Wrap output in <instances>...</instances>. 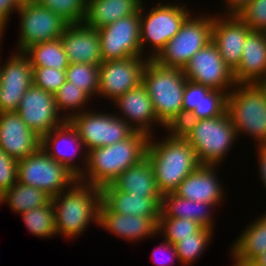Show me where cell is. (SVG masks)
Segmentation results:
<instances>
[{
  "instance_id": "cell-33",
  "label": "cell",
  "mask_w": 266,
  "mask_h": 266,
  "mask_svg": "<svg viewBox=\"0 0 266 266\" xmlns=\"http://www.w3.org/2000/svg\"><path fill=\"white\" fill-rule=\"evenodd\" d=\"M90 98L91 97L85 91L72 85L69 81H65L54 93L57 110L66 120H69L78 113L84 112L83 110L87 108V103L92 101ZM62 111H68V113L63 114Z\"/></svg>"
},
{
  "instance_id": "cell-48",
  "label": "cell",
  "mask_w": 266,
  "mask_h": 266,
  "mask_svg": "<svg viewBox=\"0 0 266 266\" xmlns=\"http://www.w3.org/2000/svg\"><path fill=\"white\" fill-rule=\"evenodd\" d=\"M258 85L260 86V88L265 92L266 94V77L264 79H262Z\"/></svg>"
},
{
  "instance_id": "cell-37",
  "label": "cell",
  "mask_w": 266,
  "mask_h": 266,
  "mask_svg": "<svg viewBox=\"0 0 266 266\" xmlns=\"http://www.w3.org/2000/svg\"><path fill=\"white\" fill-rule=\"evenodd\" d=\"M204 228L205 227L192 220L184 218L160 217L158 223V234L161 233L165 241L175 245L181 240V238L193 237V233L201 232Z\"/></svg>"
},
{
  "instance_id": "cell-32",
  "label": "cell",
  "mask_w": 266,
  "mask_h": 266,
  "mask_svg": "<svg viewBox=\"0 0 266 266\" xmlns=\"http://www.w3.org/2000/svg\"><path fill=\"white\" fill-rule=\"evenodd\" d=\"M20 215L30 234L41 238L57 235L52 200L47 205L35 207Z\"/></svg>"
},
{
  "instance_id": "cell-28",
  "label": "cell",
  "mask_w": 266,
  "mask_h": 266,
  "mask_svg": "<svg viewBox=\"0 0 266 266\" xmlns=\"http://www.w3.org/2000/svg\"><path fill=\"white\" fill-rule=\"evenodd\" d=\"M230 246L233 266H246L266 251V211L249 225Z\"/></svg>"
},
{
  "instance_id": "cell-49",
  "label": "cell",
  "mask_w": 266,
  "mask_h": 266,
  "mask_svg": "<svg viewBox=\"0 0 266 266\" xmlns=\"http://www.w3.org/2000/svg\"><path fill=\"white\" fill-rule=\"evenodd\" d=\"M42 0H21V3H37L41 2Z\"/></svg>"
},
{
  "instance_id": "cell-7",
  "label": "cell",
  "mask_w": 266,
  "mask_h": 266,
  "mask_svg": "<svg viewBox=\"0 0 266 266\" xmlns=\"http://www.w3.org/2000/svg\"><path fill=\"white\" fill-rule=\"evenodd\" d=\"M170 4L157 2V5L147 12L141 3L140 6V43L142 54L145 55L144 48L153 46L151 53L148 52V59H154L180 30L184 21L191 15L186 4ZM146 12V14H145ZM150 53V54H149Z\"/></svg>"
},
{
  "instance_id": "cell-18",
  "label": "cell",
  "mask_w": 266,
  "mask_h": 266,
  "mask_svg": "<svg viewBox=\"0 0 266 266\" xmlns=\"http://www.w3.org/2000/svg\"><path fill=\"white\" fill-rule=\"evenodd\" d=\"M251 32L237 15L213 16L212 41L224 63L232 70L239 65L246 37Z\"/></svg>"
},
{
  "instance_id": "cell-34",
  "label": "cell",
  "mask_w": 266,
  "mask_h": 266,
  "mask_svg": "<svg viewBox=\"0 0 266 266\" xmlns=\"http://www.w3.org/2000/svg\"><path fill=\"white\" fill-rule=\"evenodd\" d=\"M226 91L210 89L200 84L199 112H191L184 120H199L219 117L227 109Z\"/></svg>"
},
{
  "instance_id": "cell-27",
  "label": "cell",
  "mask_w": 266,
  "mask_h": 266,
  "mask_svg": "<svg viewBox=\"0 0 266 266\" xmlns=\"http://www.w3.org/2000/svg\"><path fill=\"white\" fill-rule=\"evenodd\" d=\"M213 208L215 209V206L207 202L188 200L177 196L174 192L165 193L161 198L160 217L184 218L213 230L214 210L210 211Z\"/></svg>"
},
{
  "instance_id": "cell-46",
  "label": "cell",
  "mask_w": 266,
  "mask_h": 266,
  "mask_svg": "<svg viewBox=\"0 0 266 266\" xmlns=\"http://www.w3.org/2000/svg\"><path fill=\"white\" fill-rule=\"evenodd\" d=\"M251 0H225L226 11L222 15H238Z\"/></svg>"
},
{
  "instance_id": "cell-36",
  "label": "cell",
  "mask_w": 266,
  "mask_h": 266,
  "mask_svg": "<svg viewBox=\"0 0 266 266\" xmlns=\"http://www.w3.org/2000/svg\"><path fill=\"white\" fill-rule=\"evenodd\" d=\"M65 74L66 81L79 87L90 97L98 96L99 65L70 63Z\"/></svg>"
},
{
  "instance_id": "cell-5",
  "label": "cell",
  "mask_w": 266,
  "mask_h": 266,
  "mask_svg": "<svg viewBox=\"0 0 266 266\" xmlns=\"http://www.w3.org/2000/svg\"><path fill=\"white\" fill-rule=\"evenodd\" d=\"M195 150L201 165H221L238 136L228 112L219 117L184 120L177 128Z\"/></svg>"
},
{
  "instance_id": "cell-11",
  "label": "cell",
  "mask_w": 266,
  "mask_h": 266,
  "mask_svg": "<svg viewBox=\"0 0 266 266\" xmlns=\"http://www.w3.org/2000/svg\"><path fill=\"white\" fill-rule=\"evenodd\" d=\"M16 13L20 16L17 52H24L37 43L59 39L69 25L40 2L21 3Z\"/></svg>"
},
{
  "instance_id": "cell-24",
  "label": "cell",
  "mask_w": 266,
  "mask_h": 266,
  "mask_svg": "<svg viewBox=\"0 0 266 266\" xmlns=\"http://www.w3.org/2000/svg\"><path fill=\"white\" fill-rule=\"evenodd\" d=\"M233 76L237 84H258L266 77V32L252 31L246 37Z\"/></svg>"
},
{
  "instance_id": "cell-19",
  "label": "cell",
  "mask_w": 266,
  "mask_h": 266,
  "mask_svg": "<svg viewBox=\"0 0 266 266\" xmlns=\"http://www.w3.org/2000/svg\"><path fill=\"white\" fill-rule=\"evenodd\" d=\"M117 106L120 112L115 114L122 118L135 132H142L147 136L152 134L155 127L154 123H158L167 131V129L158 121L153 103L148 95L147 89L141 83L136 88L130 89L125 94L118 97L112 102Z\"/></svg>"
},
{
  "instance_id": "cell-30",
  "label": "cell",
  "mask_w": 266,
  "mask_h": 266,
  "mask_svg": "<svg viewBox=\"0 0 266 266\" xmlns=\"http://www.w3.org/2000/svg\"><path fill=\"white\" fill-rule=\"evenodd\" d=\"M51 200L52 197L45 191L17 182L0 196V205L7 202L14 213L22 214L47 205Z\"/></svg>"
},
{
  "instance_id": "cell-43",
  "label": "cell",
  "mask_w": 266,
  "mask_h": 266,
  "mask_svg": "<svg viewBox=\"0 0 266 266\" xmlns=\"http://www.w3.org/2000/svg\"><path fill=\"white\" fill-rule=\"evenodd\" d=\"M157 252H162V253L164 252L165 255L164 258L163 257L160 258ZM167 252H170L168 253L169 255L165 254ZM174 259L178 260L176 248L170 242L165 240L162 241V243L159 246H157V248L152 252L151 260H153V262L157 264L156 266H168V265L170 266V263H172L171 261H174Z\"/></svg>"
},
{
  "instance_id": "cell-9",
  "label": "cell",
  "mask_w": 266,
  "mask_h": 266,
  "mask_svg": "<svg viewBox=\"0 0 266 266\" xmlns=\"http://www.w3.org/2000/svg\"><path fill=\"white\" fill-rule=\"evenodd\" d=\"M78 178L53 160L43 148L18 161L17 182L48 193L51 197L69 188Z\"/></svg>"
},
{
  "instance_id": "cell-4",
  "label": "cell",
  "mask_w": 266,
  "mask_h": 266,
  "mask_svg": "<svg viewBox=\"0 0 266 266\" xmlns=\"http://www.w3.org/2000/svg\"><path fill=\"white\" fill-rule=\"evenodd\" d=\"M101 188L78 179L66 190L52 197L57 236L79 237L89 224L98 226Z\"/></svg>"
},
{
  "instance_id": "cell-26",
  "label": "cell",
  "mask_w": 266,
  "mask_h": 266,
  "mask_svg": "<svg viewBox=\"0 0 266 266\" xmlns=\"http://www.w3.org/2000/svg\"><path fill=\"white\" fill-rule=\"evenodd\" d=\"M110 185L129 194L162 197L156 184L153 166L147 156L118 175Z\"/></svg>"
},
{
  "instance_id": "cell-20",
  "label": "cell",
  "mask_w": 266,
  "mask_h": 266,
  "mask_svg": "<svg viewBox=\"0 0 266 266\" xmlns=\"http://www.w3.org/2000/svg\"><path fill=\"white\" fill-rule=\"evenodd\" d=\"M41 147V137L32 131L16 111L0 113V148L19 161Z\"/></svg>"
},
{
  "instance_id": "cell-17",
  "label": "cell",
  "mask_w": 266,
  "mask_h": 266,
  "mask_svg": "<svg viewBox=\"0 0 266 266\" xmlns=\"http://www.w3.org/2000/svg\"><path fill=\"white\" fill-rule=\"evenodd\" d=\"M41 148H43L53 160L63 164L77 178L85 171L88 151L83 141L80 139L77 130L68 120L61 126L52 129L41 138ZM83 152L85 153L83 154ZM78 153L83 156L82 160L84 161L83 163H85L81 164L82 168L79 167V164L76 165L77 161L75 159Z\"/></svg>"
},
{
  "instance_id": "cell-44",
  "label": "cell",
  "mask_w": 266,
  "mask_h": 266,
  "mask_svg": "<svg viewBox=\"0 0 266 266\" xmlns=\"http://www.w3.org/2000/svg\"><path fill=\"white\" fill-rule=\"evenodd\" d=\"M21 5V0H0V39H3L6 25L8 24L9 16L17 12Z\"/></svg>"
},
{
  "instance_id": "cell-6",
  "label": "cell",
  "mask_w": 266,
  "mask_h": 266,
  "mask_svg": "<svg viewBox=\"0 0 266 266\" xmlns=\"http://www.w3.org/2000/svg\"><path fill=\"white\" fill-rule=\"evenodd\" d=\"M237 136L266 144V94L258 84H236L227 95V109Z\"/></svg>"
},
{
  "instance_id": "cell-16",
  "label": "cell",
  "mask_w": 266,
  "mask_h": 266,
  "mask_svg": "<svg viewBox=\"0 0 266 266\" xmlns=\"http://www.w3.org/2000/svg\"><path fill=\"white\" fill-rule=\"evenodd\" d=\"M0 68V113L17 111L21 99L33 85V71L23 52H12Z\"/></svg>"
},
{
  "instance_id": "cell-25",
  "label": "cell",
  "mask_w": 266,
  "mask_h": 266,
  "mask_svg": "<svg viewBox=\"0 0 266 266\" xmlns=\"http://www.w3.org/2000/svg\"><path fill=\"white\" fill-rule=\"evenodd\" d=\"M102 202L118 214L150 217L157 224L162 197H143L114 189L110 184L101 188Z\"/></svg>"
},
{
  "instance_id": "cell-15",
  "label": "cell",
  "mask_w": 266,
  "mask_h": 266,
  "mask_svg": "<svg viewBox=\"0 0 266 266\" xmlns=\"http://www.w3.org/2000/svg\"><path fill=\"white\" fill-rule=\"evenodd\" d=\"M16 112L41 138L66 121L57 110L54 94L34 85L26 91Z\"/></svg>"
},
{
  "instance_id": "cell-29",
  "label": "cell",
  "mask_w": 266,
  "mask_h": 266,
  "mask_svg": "<svg viewBox=\"0 0 266 266\" xmlns=\"http://www.w3.org/2000/svg\"><path fill=\"white\" fill-rule=\"evenodd\" d=\"M144 0H87L83 23L99 29L139 11Z\"/></svg>"
},
{
  "instance_id": "cell-8",
  "label": "cell",
  "mask_w": 266,
  "mask_h": 266,
  "mask_svg": "<svg viewBox=\"0 0 266 266\" xmlns=\"http://www.w3.org/2000/svg\"><path fill=\"white\" fill-rule=\"evenodd\" d=\"M192 15L153 59L157 64L167 68L184 69L191 57L212 41L213 14L199 17Z\"/></svg>"
},
{
  "instance_id": "cell-22",
  "label": "cell",
  "mask_w": 266,
  "mask_h": 266,
  "mask_svg": "<svg viewBox=\"0 0 266 266\" xmlns=\"http://www.w3.org/2000/svg\"><path fill=\"white\" fill-rule=\"evenodd\" d=\"M215 168L219 165H200L179 184L174 193L188 200L220 206L225 192Z\"/></svg>"
},
{
  "instance_id": "cell-41",
  "label": "cell",
  "mask_w": 266,
  "mask_h": 266,
  "mask_svg": "<svg viewBox=\"0 0 266 266\" xmlns=\"http://www.w3.org/2000/svg\"><path fill=\"white\" fill-rule=\"evenodd\" d=\"M18 161L0 148V196L17 183Z\"/></svg>"
},
{
  "instance_id": "cell-12",
  "label": "cell",
  "mask_w": 266,
  "mask_h": 266,
  "mask_svg": "<svg viewBox=\"0 0 266 266\" xmlns=\"http://www.w3.org/2000/svg\"><path fill=\"white\" fill-rule=\"evenodd\" d=\"M102 61L145 57L140 43V9L114 23L97 29Z\"/></svg>"
},
{
  "instance_id": "cell-13",
  "label": "cell",
  "mask_w": 266,
  "mask_h": 266,
  "mask_svg": "<svg viewBox=\"0 0 266 266\" xmlns=\"http://www.w3.org/2000/svg\"><path fill=\"white\" fill-rule=\"evenodd\" d=\"M183 72L192 82L227 93L237 84L233 70L224 63L213 41L191 57Z\"/></svg>"
},
{
  "instance_id": "cell-40",
  "label": "cell",
  "mask_w": 266,
  "mask_h": 266,
  "mask_svg": "<svg viewBox=\"0 0 266 266\" xmlns=\"http://www.w3.org/2000/svg\"><path fill=\"white\" fill-rule=\"evenodd\" d=\"M237 16L252 31L266 32V0H251Z\"/></svg>"
},
{
  "instance_id": "cell-31",
  "label": "cell",
  "mask_w": 266,
  "mask_h": 266,
  "mask_svg": "<svg viewBox=\"0 0 266 266\" xmlns=\"http://www.w3.org/2000/svg\"><path fill=\"white\" fill-rule=\"evenodd\" d=\"M23 53L29 58L32 67H49L66 71L70 64L60 38L34 44Z\"/></svg>"
},
{
  "instance_id": "cell-3",
  "label": "cell",
  "mask_w": 266,
  "mask_h": 266,
  "mask_svg": "<svg viewBox=\"0 0 266 266\" xmlns=\"http://www.w3.org/2000/svg\"><path fill=\"white\" fill-rule=\"evenodd\" d=\"M187 81L183 69L167 68L149 59L142 84L147 89L158 121L167 129H177L183 123V94Z\"/></svg>"
},
{
  "instance_id": "cell-2",
  "label": "cell",
  "mask_w": 266,
  "mask_h": 266,
  "mask_svg": "<svg viewBox=\"0 0 266 266\" xmlns=\"http://www.w3.org/2000/svg\"><path fill=\"white\" fill-rule=\"evenodd\" d=\"M149 136L134 132L130 137L111 146L94 148L87 152L85 171L79 181L102 188L146 157Z\"/></svg>"
},
{
  "instance_id": "cell-21",
  "label": "cell",
  "mask_w": 266,
  "mask_h": 266,
  "mask_svg": "<svg viewBox=\"0 0 266 266\" xmlns=\"http://www.w3.org/2000/svg\"><path fill=\"white\" fill-rule=\"evenodd\" d=\"M60 39L69 63L100 65L103 62L97 29L84 23L69 24Z\"/></svg>"
},
{
  "instance_id": "cell-1",
  "label": "cell",
  "mask_w": 266,
  "mask_h": 266,
  "mask_svg": "<svg viewBox=\"0 0 266 266\" xmlns=\"http://www.w3.org/2000/svg\"><path fill=\"white\" fill-rule=\"evenodd\" d=\"M166 135L157 141L153 139L155 136H150L146 152L162 195L174 192L201 165L195 150L177 129L167 130Z\"/></svg>"
},
{
  "instance_id": "cell-47",
  "label": "cell",
  "mask_w": 266,
  "mask_h": 266,
  "mask_svg": "<svg viewBox=\"0 0 266 266\" xmlns=\"http://www.w3.org/2000/svg\"><path fill=\"white\" fill-rule=\"evenodd\" d=\"M246 266H266V251L257 256L250 264Z\"/></svg>"
},
{
  "instance_id": "cell-23",
  "label": "cell",
  "mask_w": 266,
  "mask_h": 266,
  "mask_svg": "<svg viewBox=\"0 0 266 266\" xmlns=\"http://www.w3.org/2000/svg\"><path fill=\"white\" fill-rule=\"evenodd\" d=\"M98 225L131 243L158 235V224L152 218L118 214L112 212L103 202L99 208Z\"/></svg>"
},
{
  "instance_id": "cell-45",
  "label": "cell",
  "mask_w": 266,
  "mask_h": 266,
  "mask_svg": "<svg viewBox=\"0 0 266 266\" xmlns=\"http://www.w3.org/2000/svg\"><path fill=\"white\" fill-rule=\"evenodd\" d=\"M257 150L256 156H258V162H259V175L261 181L263 182V186L266 189V144L265 145H255Z\"/></svg>"
},
{
  "instance_id": "cell-42",
  "label": "cell",
  "mask_w": 266,
  "mask_h": 266,
  "mask_svg": "<svg viewBox=\"0 0 266 266\" xmlns=\"http://www.w3.org/2000/svg\"><path fill=\"white\" fill-rule=\"evenodd\" d=\"M200 84L186 81L183 94V121L191 112H199Z\"/></svg>"
},
{
  "instance_id": "cell-14",
  "label": "cell",
  "mask_w": 266,
  "mask_h": 266,
  "mask_svg": "<svg viewBox=\"0 0 266 266\" xmlns=\"http://www.w3.org/2000/svg\"><path fill=\"white\" fill-rule=\"evenodd\" d=\"M148 58L128 57L103 61L99 65L98 96L111 102L142 83V75Z\"/></svg>"
},
{
  "instance_id": "cell-35",
  "label": "cell",
  "mask_w": 266,
  "mask_h": 266,
  "mask_svg": "<svg viewBox=\"0 0 266 266\" xmlns=\"http://www.w3.org/2000/svg\"><path fill=\"white\" fill-rule=\"evenodd\" d=\"M213 237V230L204 228L201 232L193 233V237L181 238L174 246L176 248L178 261L182 265L191 266L200 258L203 251Z\"/></svg>"
},
{
  "instance_id": "cell-38",
  "label": "cell",
  "mask_w": 266,
  "mask_h": 266,
  "mask_svg": "<svg viewBox=\"0 0 266 266\" xmlns=\"http://www.w3.org/2000/svg\"><path fill=\"white\" fill-rule=\"evenodd\" d=\"M40 3L69 24L83 23L84 21L87 0H42Z\"/></svg>"
},
{
  "instance_id": "cell-10",
  "label": "cell",
  "mask_w": 266,
  "mask_h": 266,
  "mask_svg": "<svg viewBox=\"0 0 266 266\" xmlns=\"http://www.w3.org/2000/svg\"><path fill=\"white\" fill-rule=\"evenodd\" d=\"M77 130L87 151L111 146L130 137L135 131L115 113L84 110L68 120Z\"/></svg>"
},
{
  "instance_id": "cell-39",
  "label": "cell",
  "mask_w": 266,
  "mask_h": 266,
  "mask_svg": "<svg viewBox=\"0 0 266 266\" xmlns=\"http://www.w3.org/2000/svg\"><path fill=\"white\" fill-rule=\"evenodd\" d=\"M33 85L54 94L66 81L65 71L49 67H32Z\"/></svg>"
}]
</instances>
